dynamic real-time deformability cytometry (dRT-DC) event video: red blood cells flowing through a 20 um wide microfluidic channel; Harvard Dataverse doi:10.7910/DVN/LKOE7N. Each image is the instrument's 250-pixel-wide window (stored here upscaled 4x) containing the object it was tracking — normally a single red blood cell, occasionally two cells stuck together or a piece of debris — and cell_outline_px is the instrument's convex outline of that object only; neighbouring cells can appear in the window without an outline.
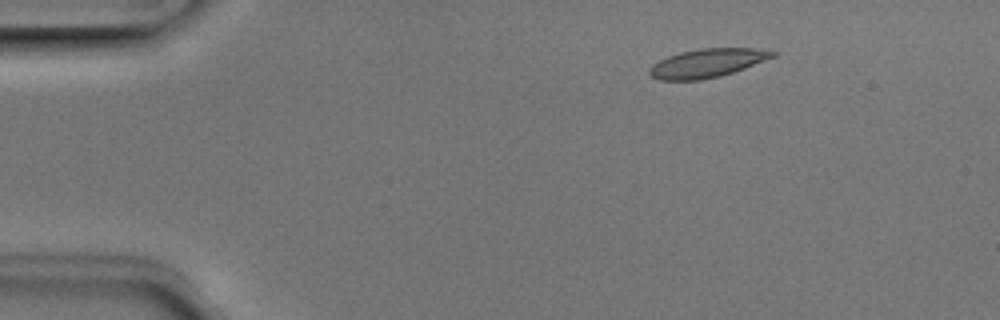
{"species": "Egyptian fruit bat (a non-hibernating species)", "species_latin": "Rousettus aegyptiacus", "temperature_condition": "room temperature", "stored_images_in_passage": 5, "camera_frame_rate_fps": 3000, "um_per_image_px": 0.085, "animal": {"sex": "male"}, "frame": {"image": 1, "passage_image": 3, "time_ms": 0.667, "image_size_px": [1000, 320], "cell_outline_px": [[776, 56], [744, 68], [720, 76], [700, 80], [660, 80], [652, 76], [648, 72], [648, 68], [652, 64], [668, 56], [680, 52], [700, 48], [752, 48], [776, 52]], "centroid_in_image_um": [60.07, 5.36], "position_along_channel_um": 24.9, "area_um2": 20.4}}